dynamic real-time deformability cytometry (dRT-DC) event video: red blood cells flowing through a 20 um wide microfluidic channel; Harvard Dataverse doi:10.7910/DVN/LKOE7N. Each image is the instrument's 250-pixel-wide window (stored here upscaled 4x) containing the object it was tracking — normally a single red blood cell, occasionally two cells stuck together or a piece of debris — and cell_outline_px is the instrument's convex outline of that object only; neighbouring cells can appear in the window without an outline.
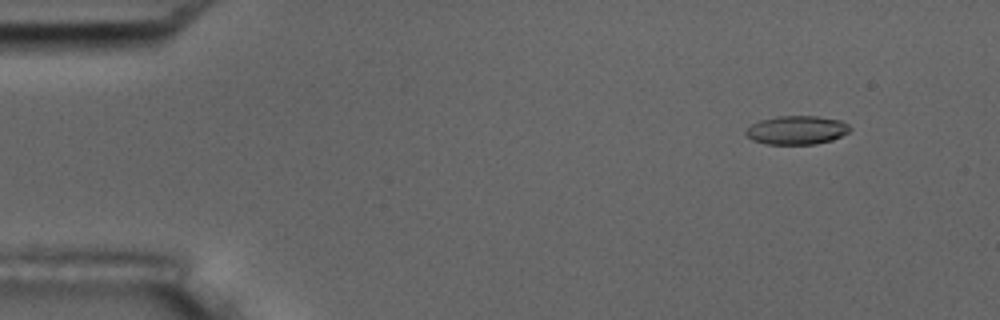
{"species": "common noctule bat (a hibernating species)", "species_latin": "Nyctalus noctula", "temperature_condition": "room temperature", "stored_images_in_passage": 5, "camera_frame_rate_fps": 3000, "um_per_image_px": 0.085, "animal": {"sex": "male", "body_mass_g": 17.5, "forearm_length_mm": 52.3}, "frame": {"image": 1, "passage_image": 2, "time_ms": 1.0, "image_size_px": [1000, 320], "cell_outline_px": [[852, 128], [848, 132], [832, 140], [816, 144], [768, 144], [752, 140], [744, 132], [752, 124], [760, 120], [776, 116], [816, 116], [840, 120], [848, 124]], "centroid_in_image_um": [67.73, 11.05], "position_along_channel_um": 17.3, "area_um2": 17.34}}
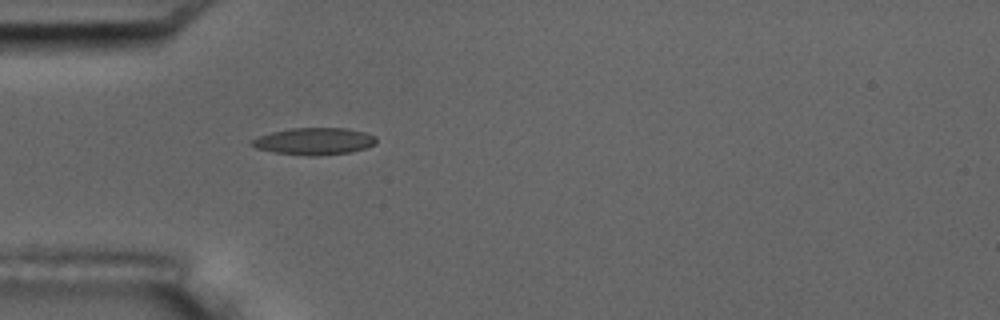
{"frame": {"image": 2, "passage_image": 5, "time_ms": 4.667, "image_size_px": [1000, 320], "cell_outline_px": [[376, 144], [352, 152], [320, 156], [312, 156], [276, 152], [256, 148], [248, 144], [252, 140], [260, 136], [272, 132], [292, 128], [348, 128], [364, 132], [376, 136]], "centroid_in_image_um": [26.74, 12.01], "position_along_channel_um": 58.3, "area_um2": 19.54}}